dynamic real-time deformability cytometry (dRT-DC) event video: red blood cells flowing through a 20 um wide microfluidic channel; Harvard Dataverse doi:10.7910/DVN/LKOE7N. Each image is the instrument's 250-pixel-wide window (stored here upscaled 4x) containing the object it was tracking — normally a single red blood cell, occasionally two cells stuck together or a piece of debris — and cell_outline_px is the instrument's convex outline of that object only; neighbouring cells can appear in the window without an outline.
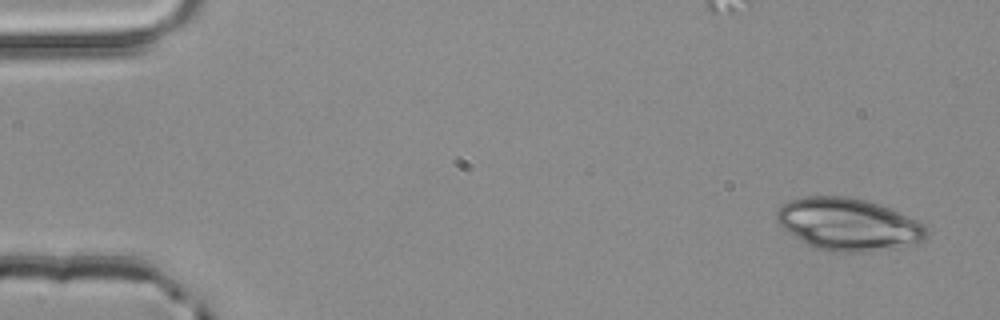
{"species": "common noctule bat (a hibernating species)", "species_latin": "Nyctalus noctula", "temperature_condition": "room temperature", "stored_images_in_passage": 3, "camera_frame_rate_fps": 3000, "um_per_image_px": 0.085, "animal": {"sex": "male", "body_mass_g": 20.4}, "frame": {"image": 1, "passage_image": 1, "time_ms": 0.0, "image_size_px": [1000, 320], "cell_outline_px": [[928, 236], [924, 240], [896, 248], [872, 252], [832, 252], [816, 248], [800, 240], [788, 232], [776, 220], [776, 212], [788, 200], [804, 196], [844, 196], [864, 200], [880, 204], [892, 208], [924, 224], [928, 228]], "centroid_in_image_um": [72.13, 19.07], "position_along_channel_um": 12.9, "area_um2": 45.89}}